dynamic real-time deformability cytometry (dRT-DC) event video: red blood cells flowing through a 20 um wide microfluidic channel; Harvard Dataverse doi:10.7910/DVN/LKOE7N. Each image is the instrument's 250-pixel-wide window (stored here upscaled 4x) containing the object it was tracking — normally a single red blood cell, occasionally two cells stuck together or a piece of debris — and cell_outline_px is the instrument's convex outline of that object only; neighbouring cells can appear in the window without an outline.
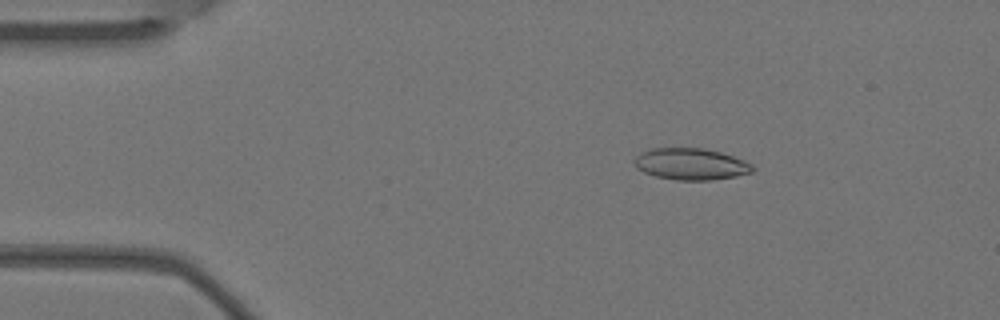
{"species": "Egyptian fruit bat (a non-hibernating species)", "species_latin": "Rousettus aegyptiacus", "temperature_condition": "warm", "stored_images_in_passage": 6, "camera_frame_rate_fps": 3000, "um_per_image_px": 0.085, "animal": {"sex": "female"}, "frame": {"image": 1, "passage_image": 3, "time_ms": 0.667, "image_size_px": [1000, 320], "cell_outline_px": [[756, 168], [752, 172], [736, 176], [712, 180], [676, 180], [656, 176], [644, 172], [636, 168], [632, 160], [640, 152], [652, 148], [704, 148], [720, 152], [744, 160], [752, 164]], "centroid_in_image_um": [58.71, 13.94], "position_along_channel_um": 26.3, "area_um2": 21.91}}